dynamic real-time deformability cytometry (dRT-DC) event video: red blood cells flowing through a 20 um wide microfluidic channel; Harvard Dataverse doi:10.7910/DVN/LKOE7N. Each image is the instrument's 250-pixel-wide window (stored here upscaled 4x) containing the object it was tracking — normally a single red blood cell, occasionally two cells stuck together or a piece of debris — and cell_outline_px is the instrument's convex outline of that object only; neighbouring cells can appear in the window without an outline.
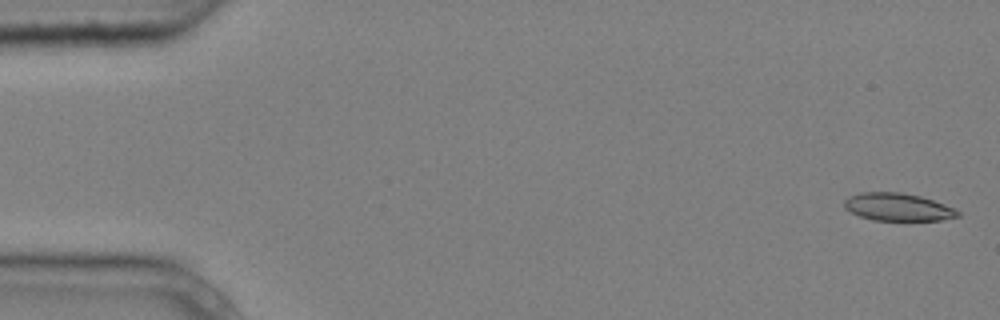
{"species": "common noctule bat (a hibernating species)", "species_latin": "Nyctalus noctula", "temperature_condition": "cold", "stored_images_in_passage": 5, "camera_frame_rate_fps": 3000, "um_per_image_px": 0.085, "animal": {"sex": "male", "body_mass_g": 20.4}, "frame": {"image": 1, "passage_image": 1, "time_ms": 0.0, "image_size_px": [1000, 320], "cell_outline_px": [[960, 216], [940, 220], [872, 220], [860, 216], [844, 208], [844, 200], [848, 196], [860, 192], [900, 192], [920, 196], [956, 208], [960, 212]], "centroid_in_image_um": [76.31, 17.59], "position_along_channel_um": 8.7, "area_um2": 18.32}}
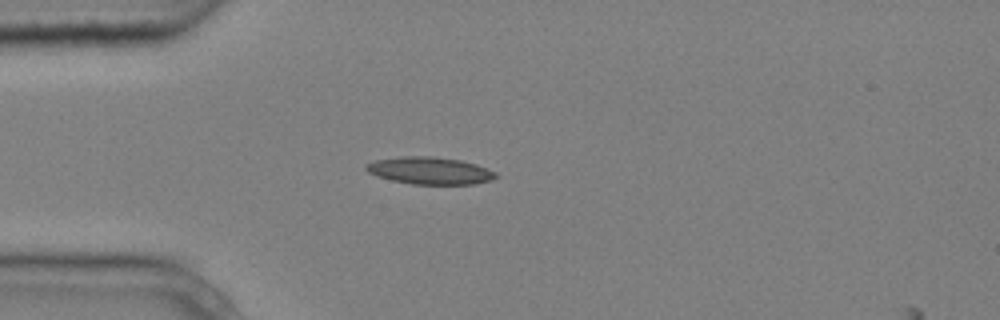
{"frame": {"image": 2, "passage_image": 4, "time_ms": 1.0, "image_size_px": [1000, 320], "cell_outline_px": [[500, 176], [492, 180], [476, 184], [412, 184], [392, 180], [376, 176], [368, 172], [364, 168], [364, 164], [376, 160], [400, 156], [432, 156], [460, 160], [476, 164], [496, 172]], "centroid_in_image_um": [36.54, 14.5], "position_along_channel_um": 48.5, "area_um2": 20.75}}